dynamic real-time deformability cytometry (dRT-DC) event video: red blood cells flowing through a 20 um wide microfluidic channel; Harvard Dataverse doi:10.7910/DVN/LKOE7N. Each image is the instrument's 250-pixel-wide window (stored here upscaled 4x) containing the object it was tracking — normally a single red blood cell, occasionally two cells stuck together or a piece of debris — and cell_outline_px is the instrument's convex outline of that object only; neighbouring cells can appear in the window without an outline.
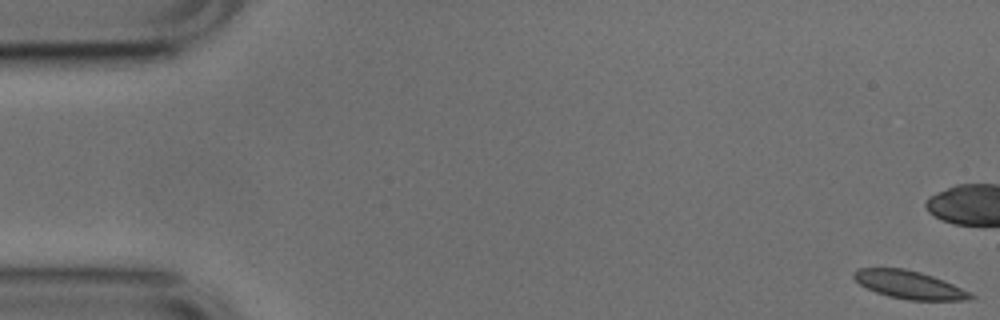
{"species": "common noctule bat (a hibernating species)", "species_latin": "Nyctalus noctula", "temperature_condition": "cold", "stored_images_in_passage": 13, "camera_frame_rate_fps": 3000, "um_per_image_px": 0.085, "animal": {"sex": "male", "body_mass_g": 17.9, "forearm_length_mm": 54.2}, "frame": {"image": 1, "passage_image": 1, "time_ms": 0.0, "image_size_px": [1000, 320], "cell_outline_px": [[976, 296], [972, 300], [908, 300], [888, 296], [876, 292], [860, 284], [852, 276], [852, 272], [856, 268], [904, 268], [920, 272], [944, 280]], "centroid_in_image_um": [77.26, 24.2], "position_along_channel_um": 7.7, "area_um2": 18.96}}